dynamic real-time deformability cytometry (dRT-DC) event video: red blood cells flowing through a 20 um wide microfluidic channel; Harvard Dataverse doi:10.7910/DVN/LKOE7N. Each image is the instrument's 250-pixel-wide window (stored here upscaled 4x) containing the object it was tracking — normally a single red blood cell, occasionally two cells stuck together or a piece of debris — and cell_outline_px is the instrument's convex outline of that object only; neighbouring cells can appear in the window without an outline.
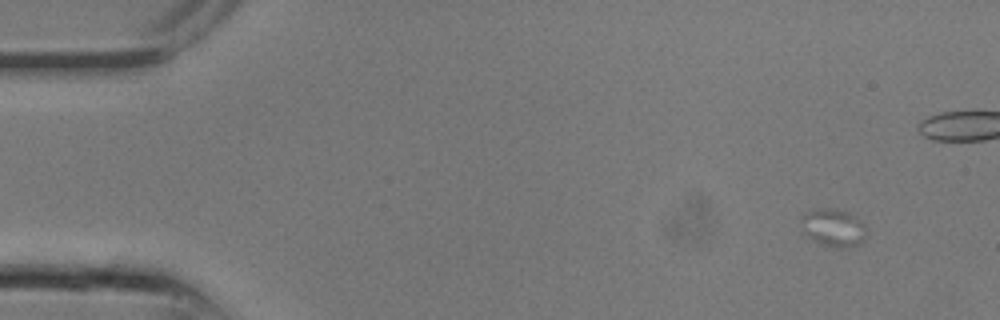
{"species": "common noctule bat (a hibernating species)", "species_latin": "Nyctalus noctula", "temperature_condition": "room temperature", "stored_images_in_passage": 7, "camera_frame_rate_fps": 3000, "um_per_image_px": 0.085, "animal": {"sex": "male", "body_mass_g": 13.3}, "frame": {"image": 1, "passage_image": 1, "time_ms": 0.0, "image_size_px": [1000, 320], "cell_outline_px": [[868, 232], [864, 240], [860, 244], [844, 248], [840, 248], [824, 244], [808, 236], [804, 232], [800, 220], [800, 216], [804, 212], [812, 208], [836, 208], [848, 212], [856, 216], [868, 228]], "centroid_in_image_um": [70.86, 19.31], "position_along_channel_um": 14.1, "area_um2": 14.68}}